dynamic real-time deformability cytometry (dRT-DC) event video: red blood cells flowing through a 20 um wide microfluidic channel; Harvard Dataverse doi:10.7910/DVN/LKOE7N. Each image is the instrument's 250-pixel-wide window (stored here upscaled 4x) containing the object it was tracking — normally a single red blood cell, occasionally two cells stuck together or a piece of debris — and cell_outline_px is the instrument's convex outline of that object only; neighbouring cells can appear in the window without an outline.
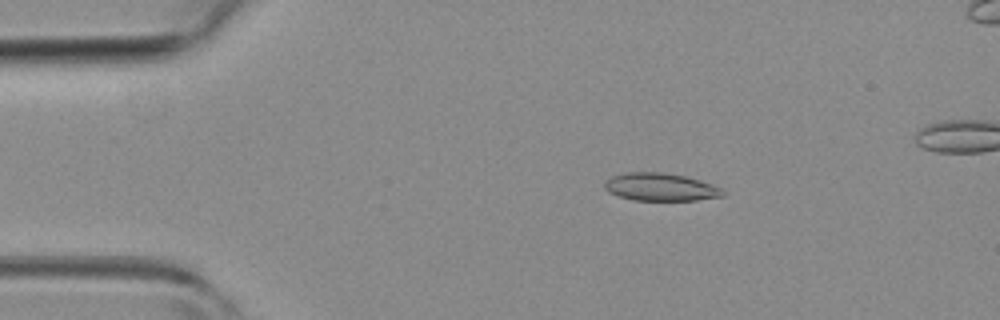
{"species": "common noctule bat (a hibernating species)", "species_latin": "Nyctalus noctula", "temperature_condition": "room temperature", "stored_images_in_passage": 3, "camera_frame_rate_fps": 3000, "um_per_image_px": 0.085, "animal": {"sex": "female", "body_mass_g": 19.3, "forearm_length_mm": 54.1}, "frame": {"image": 1, "passage_image": 1, "time_ms": 0.0, "image_size_px": [1000, 320], "cell_outline_px": [[724, 196], [696, 200], [632, 200], [608, 192], [604, 188], [604, 180], [612, 176], [624, 172], [660, 172], [684, 176], [700, 180], [712, 184], [720, 188], [724, 192]], "centroid_in_image_um": [56.1, 15.89], "position_along_channel_um": 28.9, "area_um2": 19.13}}